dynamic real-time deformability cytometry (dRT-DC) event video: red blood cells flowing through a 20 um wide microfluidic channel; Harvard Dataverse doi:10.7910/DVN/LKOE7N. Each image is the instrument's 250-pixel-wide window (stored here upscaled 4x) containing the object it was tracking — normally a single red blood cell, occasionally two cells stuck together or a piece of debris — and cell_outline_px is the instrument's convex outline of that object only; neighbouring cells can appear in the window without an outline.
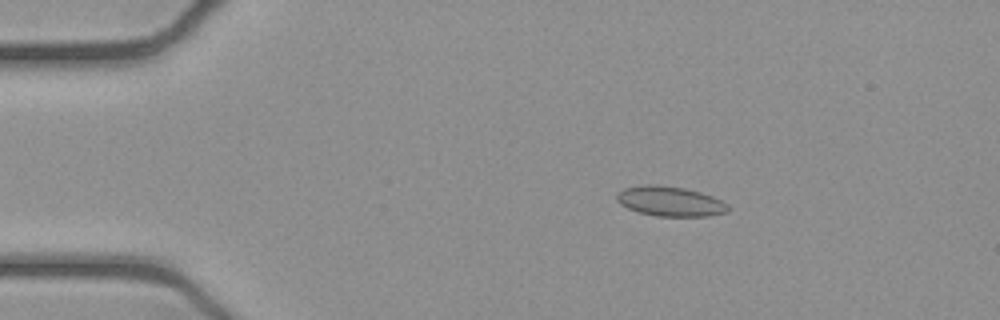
{"species": "common noctule bat (a hibernating species)", "species_latin": "Nyctalus noctula", "temperature_condition": "cold", "stored_images_in_passage": 52, "camera_frame_rate_fps": 3000, "um_per_image_px": 0.085, "animal": {"sex": "female", "body_mass_g": 21.9}, "frame": {"image": 1, "passage_image": 9, "time_ms": 2.667, "image_size_px": [1000, 320], "cell_outline_px": [[728, 212], [708, 216], [656, 216], [640, 212], [628, 208], [620, 204], [616, 200], [616, 192], [624, 188], [644, 184], [660, 184], [684, 188], [700, 192], [712, 196], [728, 204]], "centroid_in_image_um": [56.93, 17.1], "position_along_channel_um": 28.1, "area_um2": 19.48}}
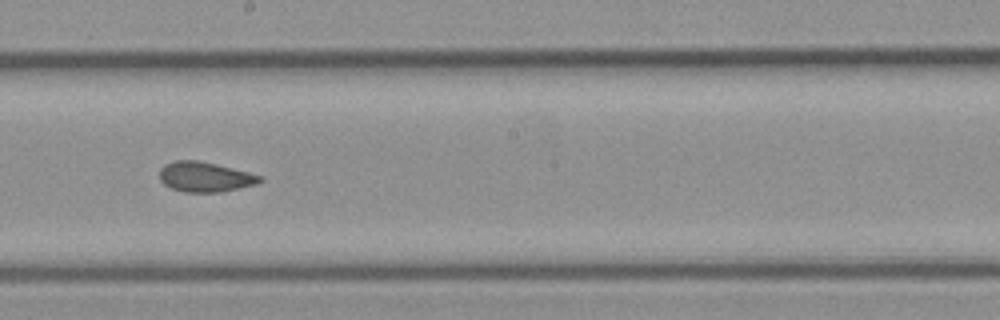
{"frame": {"image": 2, "passage_image": 29, "time_ms": 9.333, "image_size_px": [1000, 320], "cell_outline_px": [[264, 180], [256, 184], [220, 192], [184, 192], [172, 188], [164, 184], [160, 180], [160, 168], [164, 164], [176, 160], [196, 160], [216, 164], [264, 176]], "centroid_in_image_um": [17.43, 15.03], "position_along_channel_um": 230.8, "area_um2": 17.51}}
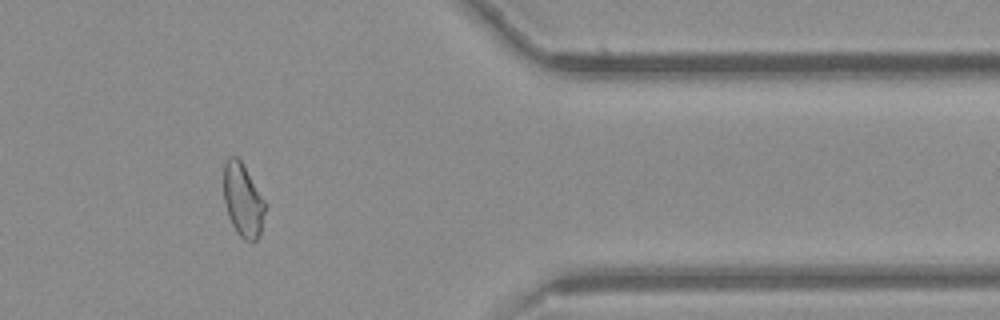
{"frame": {"image": 3, "passage_image": 43, "time_ms": 14.0, "image_size_px": [1000, 320], "cell_outline_px": [[268, 204], [260, 236], [252, 244], [244, 240], [236, 232], [228, 216], [224, 204], [224, 164], [228, 156], [236, 156], [240, 160]], "centroid_in_image_um": [20.68, 17.07], "position_along_channel_um": 390.7, "area_um2": 18.21}, "authors_computed_cell_mechanics": {"area_um2": 18.4093, "velocity_mm_per_s": 3.9111, "shape_relaxation_time_tau1_ms": null, "shape_relaxation_time_tau2_ms": 2.0461, "deformation_change_tau1": null, "deformation_change_tau2": 0.0749}}